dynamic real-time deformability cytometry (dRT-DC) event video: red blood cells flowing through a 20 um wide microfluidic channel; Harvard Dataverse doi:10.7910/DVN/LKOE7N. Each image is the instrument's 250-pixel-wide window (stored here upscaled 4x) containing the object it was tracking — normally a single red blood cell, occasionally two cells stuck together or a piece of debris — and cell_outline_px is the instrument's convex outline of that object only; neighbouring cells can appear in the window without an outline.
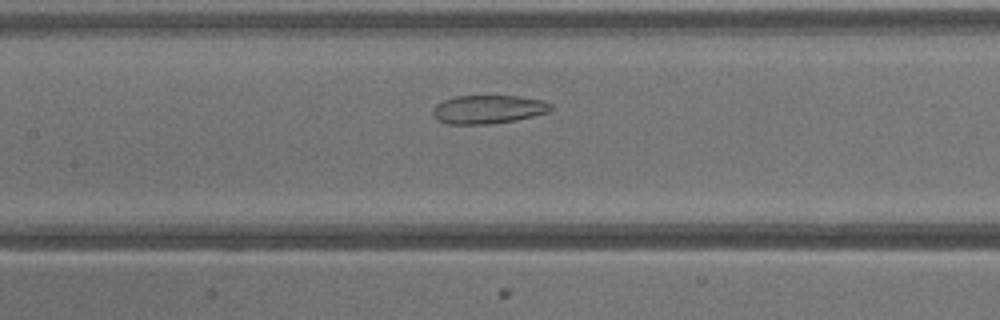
{"species": "common noctule bat (a hibernating species)", "species_latin": "Nyctalus noctula", "temperature_condition": "warm", "stored_images_in_passage": 33, "camera_frame_rate_fps": 3000, "um_per_image_px": 0.085, "animal": {"sex": "male", "body_mass_g": 13.3}, "frame": {"image": 1, "passage_image": 12, "time_ms": 3.667, "image_size_px": [1000, 320], "cell_outline_px": [[556, 108], [552, 112], [516, 120], [492, 124], [448, 124], [436, 120], [432, 116], [432, 108], [436, 104], [444, 100], [456, 96], [516, 96], [544, 100], [552, 104]], "centroid_in_image_um": [41.54, 9.3], "position_along_channel_um": 165.9, "area_um2": 20.06}}
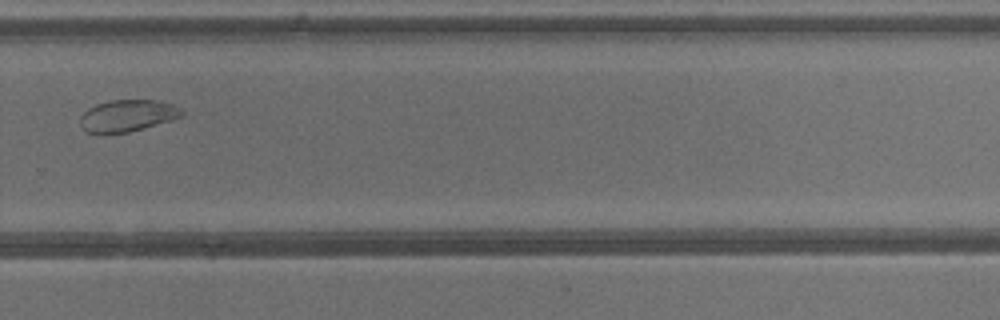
{"frame": {"image": 2, "passage_image": 21, "time_ms": 6.667, "image_size_px": [1000, 320], "cell_outline_px": [[184, 116], [144, 128], [128, 132], [88, 132], [80, 124], [80, 116], [88, 108], [96, 104], [112, 100], [152, 100], [172, 104], [180, 108], [184, 112]], "centroid_in_image_um": [10.86, 9.81], "position_along_channel_um": 318.9, "area_um2": 18.5}}
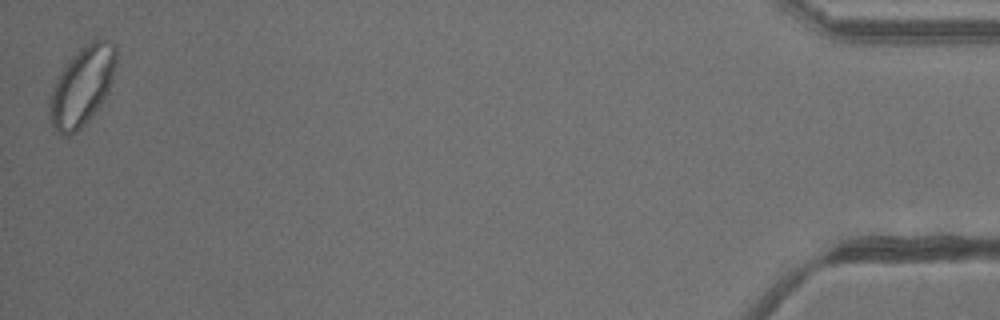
{"frame": {"image": 3, "passage_image": 33, "time_ms": 10.667, "image_size_px": [1000, 320], "cell_outline_px": [[116, 60], [108, 92], [100, 104], [88, 120], [76, 132], [68, 136], [60, 136], [56, 132], [48, 116], [52, 92], [60, 72], [68, 60], [84, 44], [92, 40], [104, 36], [116, 44]], "centroid_in_image_um": [6.99, 7.28], "position_along_channel_um": 428.2, "area_um2": 30.58}}